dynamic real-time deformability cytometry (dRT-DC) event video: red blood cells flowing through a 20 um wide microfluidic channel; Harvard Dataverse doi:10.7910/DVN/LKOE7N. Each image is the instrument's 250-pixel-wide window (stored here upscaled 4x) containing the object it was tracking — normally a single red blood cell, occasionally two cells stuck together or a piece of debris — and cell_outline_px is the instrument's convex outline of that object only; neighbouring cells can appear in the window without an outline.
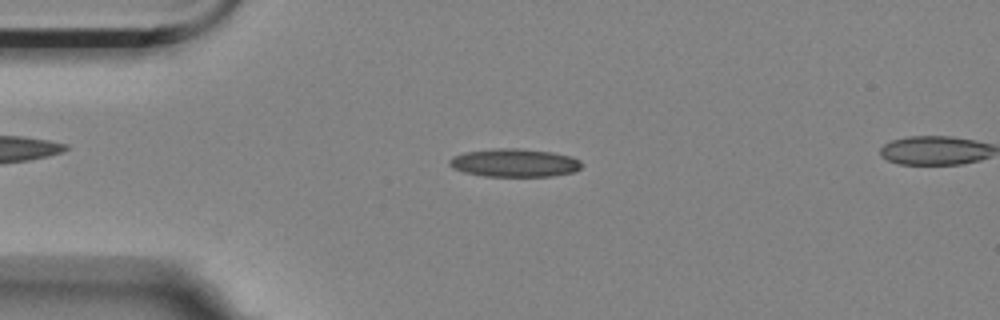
{"species": "Egyptian fruit bat (a non-hibernating species)", "species_latin": "Rousettus aegyptiacus", "temperature_condition": "room temperature", "stored_images_in_passage": 6, "camera_frame_rate_fps": 3000, "um_per_image_px": 0.085, "animal": {"sex": "female"}, "frame": {"image": 1, "passage_image": 3, "time_ms": 0.667, "image_size_px": [1000, 320], "cell_outline_px": [[584, 164], [580, 168], [572, 172], [552, 176], [484, 176], [464, 172], [452, 168], [448, 164], [448, 160], [452, 156], [464, 152], [496, 148], [516, 148], [552, 152], [572, 156], [580, 160]], "centroid_in_image_um": [43.71, 13.83], "position_along_channel_um": 41.3, "area_um2": 21.85}}
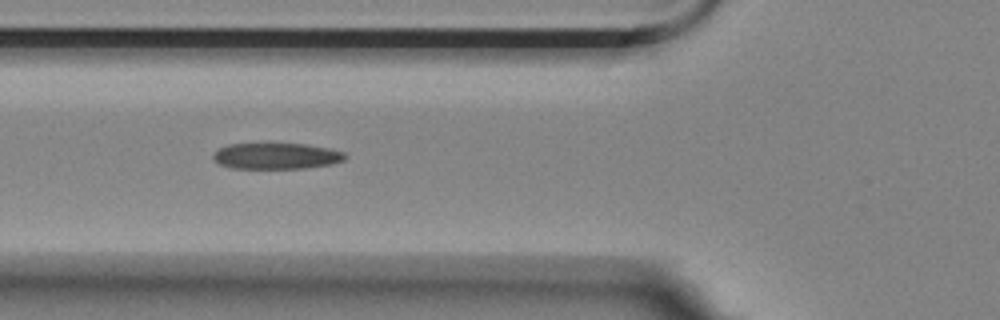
{"frame": {"image": 2, "passage_image": 5, "time_ms": 1.333, "image_size_px": [1000, 320], "cell_outline_px": [[348, 156], [344, 160], [332, 164], [304, 168], [232, 168], [220, 164], [212, 160], [212, 152], [228, 144], [304, 144], [328, 148], [344, 152]], "centroid_in_image_um": [23.47, 13.26], "position_along_channel_um": 102.3, "area_um2": 20.06}}
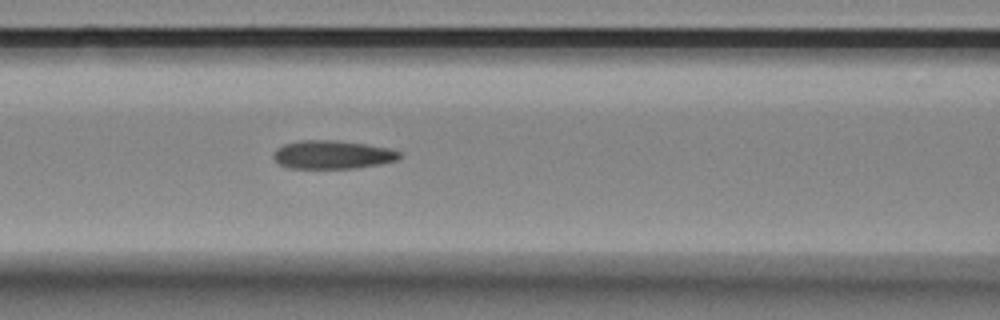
{"frame": {"image": 3, "passage_image": 6, "time_ms": 1.667, "image_size_px": [1000, 320], "cell_outline_px": [[400, 156], [396, 160], [380, 164], [352, 168], [288, 168], [280, 164], [272, 156], [272, 152], [276, 148], [284, 144], [300, 140], [336, 140], [368, 144], [392, 148], [400, 152]], "centroid_in_image_um": [28.24, 13.13], "position_along_channel_um": 138.4, "area_um2": 20.98}}